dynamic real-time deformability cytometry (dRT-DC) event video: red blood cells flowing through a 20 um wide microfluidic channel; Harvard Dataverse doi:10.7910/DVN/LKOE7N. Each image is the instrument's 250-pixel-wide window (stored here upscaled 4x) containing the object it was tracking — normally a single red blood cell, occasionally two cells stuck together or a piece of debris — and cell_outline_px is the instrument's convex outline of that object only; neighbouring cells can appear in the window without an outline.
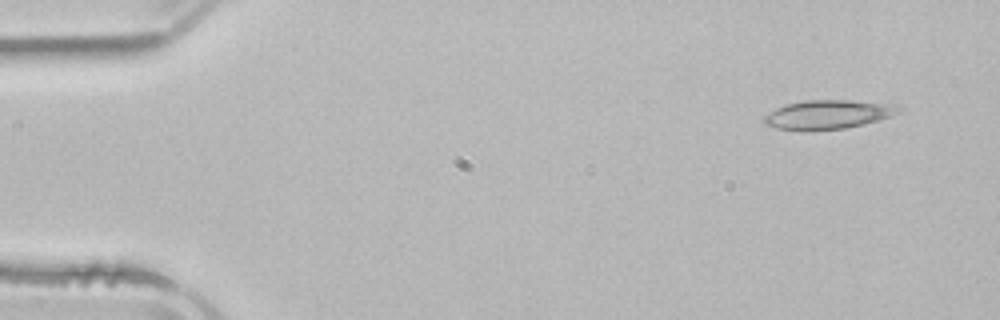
{"species": "common noctule bat (a hibernating species)", "species_latin": "Nyctalus noctula", "temperature_condition": "room temperature", "stored_images_in_passage": 3, "camera_frame_rate_fps": 3000, "um_per_image_px": 0.085, "animal": {"sex": "male", "body_mass_g": 21.5, "forearm_length_mm": 52.0}, "frame": {"image": 1, "passage_image": 3, "time_ms": 4.0, "image_size_px": [1000, 320], "cell_outline_px": [[900, 112], [892, 116], [864, 124], [844, 128], [808, 132], [800, 132], [776, 128], [764, 124], [764, 116], [768, 112], [784, 104], [804, 100], [848, 100], [896, 104], [900, 108]], "centroid_in_image_um": [70.33, 9.75], "position_along_channel_um": 14.7, "area_um2": 23.24}}